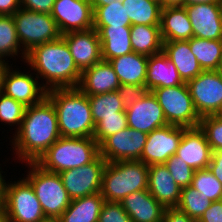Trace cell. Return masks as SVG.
I'll return each mask as SVG.
<instances>
[{"label":"cell","instance_id":"obj_22","mask_svg":"<svg viewBox=\"0 0 222 222\" xmlns=\"http://www.w3.org/2000/svg\"><path fill=\"white\" fill-rule=\"evenodd\" d=\"M132 222H162L165 208L148 189L130 193L120 201Z\"/></svg>","mask_w":222,"mask_h":222},{"label":"cell","instance_id":"obj_3","mask_svg":"<svg viewBox=\"0 0 222 222\" xmlns=\"http://www.w3.org/2000/svg\"><path fill=\"white\" fill-rule=\"evenodd\" d=\"M46 97L55 107L61 137H93L95 123L90 102L78 87L53 88Z\"/></svg>","mask_w":222,"mask_h":222},{"label":"cell","instance_id":"obj_1","mask_svg":"<svg viewBox=\"0 0 222 222\" xmlns=\"http://www.w3.org/2000/svg\"><path fill=\"white\" fill-rule=\"evenodd\" d=\"M11 139L10 146L18 163L37 162L61 137L53 103L45 97L40 103L26 107L20 128ZM17 156V157H16Z\"/></svg>","mask_w":222,"mask_h":222},{"label":"cell","instance_id":"obj_26","mask_svg":"<svg viewBox=\"0 0 222 222\" xmlns=\"http://www.w3.org/2000/svg\"><path fill=\"white\" fill-rule=\"evenodd\" d=\"M149 56L132 52L109 60L120 84L145 86Z\"/></svg>","mask_w":222,"mask_h":222},{"label":"cell","instance_id":"obj_35","mask_svg":"<svg viewBox=\"0 0 222 222\" xmlns=\"http://www.w3.org/2000/svg\"><path fill=\"white\" fill-rule=\"evenodd\" d=\"M199 194L192 186L181 188L180 201L176 208L192 219H200L212 201Z\"/></svg>","mask_w":222,"mask_h":222},{"label":"cell","instance_id":"obj_50","mask_svg":"<svg viewBox=\"0 0 222 222\" xmlns=\"http://www.w3.org/2000/svg\"><path fill=\"white\" fill-rule=\"evenodd\" d=\"M124 0H89L93 11L99 6L110 5L111 3H123Z\"/></svg>","mask_w":222,"mask_h":222},{"label":"cell","instance_id":"obj_7","mask_svg":"<svg viewBox=\"0 0 222 222\" xmlns=\"http://www.w3.org/2000/svg\"><path fill=\"white\" fill-rule=\"evenodd\" d=\"M151 92L162 107L169 125L186 128L199 126L201 117L195 109L186 82L174 87L155 88Z\"/></svg>","mask_w":222,"mask_h":222},{"label":"cell","instance_id":"obj_9","mask_svg":"<svg viewBox=\"0 0 222 222\" xmlns=\"http://www.w3.org/2000/svg\"><path fill=\"white\" fill-rule=\"evenodd\" d=\"M12 16L20 45L26 53L34 46L57 40L62 36L51 14L20 8Z\"/></svg>","mask_w":222,"mask_h":222},{"label":"cell","instance_id":"obj_24","mask_svg":"<svg viewBox=\"0 0 222 222\" xmlns=\"http://www.w3.org/2000/svg\"><path fill=\"white\" fill-rule=\"evenodd\" d=\"M184 83L176 67L163 51L149 56L145 82L148 91L155 88L174 87Z\"/></svg>","mask_w":222,"mask_h":222},{"label":"cell","instance_id":"obj_32","mask_svg":"<svg viewBox=\"0 0 222 222\" xmlns=\"http://www.w3.org/2000/svg\"><path fill=\"white\" fill-rule=\"evenodd\" d=\"M26 55L20 45L13 16H0V57L7 61L9 57L14 60L20 57L24 63Z\"/></svg>","mask_w":222,"mask_h":222},{"label":"cell","instance_id":"obj_36","mask_svg":"<svg viewBox=\"0 0 222 222\" xmlns=\"http://www.w3.org/2000/svg\"><path fill=\"white\" fill-rule=\"evenodd\" d=\"M190 186L212 202L222 200V184L208 168L194 171Z\"/></svg>","mask_w":222,"mask_h":222},{"label":"cell","instance_id":"obj_18","mask_svg":"<svg viewBox=\"0 0 222 222\" xmlns=\"http://www.w3.org/2000/svg\"><path fill=\"white\" fill-rule=\"evenodd\" d=\"M193 28V37L222 40V3L184 6Z\"/></svg>","mask_w":222,"mask_h":222},{"label":"cell","instance_id":"obj_2","mask_svg":"<svg viewBox=\"0 0 222 222\" xmlns=\"http://www.w3.org/2000/svg\"><path fill=\"white\" fill-rule=\"evenodd\" d=\"M24 63L36 72L39 80L42 79L40 83L47 91L53 88H77L81 80L82 72L62 36L34 46L27 52Z\"/></svg>","mask_w":222,"mask_h":222},{"label":"cell","instance_id":"obj_19","mask_svg":"<svg viewBox=\"0 0 222 222\" xmlns=\"http://www.w3.org/2000/svg\"><path fill=\"white\" fill-rule=\"evenodd\" d=\"M175 156L183 159L195 171L209 167L212 150L199 126L184 130Z\"/></svg>","mask_w":222,"mask_h":222},{"label":"cell","instance_id":"obj_37","mask_svg":"<svg viewBox=\"0 0 222 222\" xmlns=\"http://www.w3.org/2000/svg\"><path fill=\"white\" fill-rule=\"evenodd\" d=\"M25 110L26 106L0 91V122L3 125L7 124L11 130H15L13 133L20 128Z\"/></svg>","mask_w":222,"mask_h":222},{"label":"cell","instance_id":"obj_8","mask_svg":"<svg viewBox=\"0 0 222 222\" xmlns=\"http://www.w3.org/2000/svg\"><path fill=\"white\" fill-rule=\"evenodd\" d=\"M4 212L9 222H45L48 220L32 185L25 177L17 181H7Z\"/></svg>","mask_w":222,"mask_h":222},{"label":"cell","instance_id":"obj_31","mask_svg":"<svg viewBox=\"0 0 222 222\" xmlns=\"http://www.w3.org/2000/svg\"><path fill=\"white\" fill-rule=\"evenodd\" d=\"M189 47L203 71L219 69L222 58V40L192 37L189 40Z\"/></svg>","mask_w":222,"mask_h":222},{"label":"cell","instance_id":"obj_4","mask_svg":"<svg viewBox=\"0 0 222 222\" xmlns=\"http://www.w3.org/2000/svg\"><path fill=\"white\" fill-rule=\"evenodd\" d=\"M148 169L140 160L107 162L100 194L107 202H120L130 193L148 189Z\"/></svg>","mask_w":222,"mask_h":222},{"label":"cell","instance_id":"obj_39","mask_svg":"<svg viewBox=\"0 0 222 222\" xmlns=\"http://www.w3.org/2000/svg\"><path fill=\"white\" fill-rule=\"evenodd\" d=\"M128 127L127 116L104 117L95 124L93 138L100 144L108 136Z\"/></svg>","mask_w":222,"mask_h":222},{"label":"cell","instance_id":"obj_23","mask_svg":"<svg viewBox=\"0 0 222 222\" xmlns=\"http://www.w3.org/2000/svg\"><path fill=\"white\" fill-rule=\"evenodd\" d=\"M160 34L163 42L190 40L193 37V28L185 7H162Z\"/></svg>","mask_w":222,"mask_h":222},{"label":"cell","instance_id":"obj_46","mask_svg":"<svg viewBox=\"0 0 222 222\" xmlns=\"http://www.w3.org/2000/svg\"><path fill=\"white\" fill-rule=\"evenodd\" d=\"M208 169L222 184V151H212Z\"/></svg>","mask_w":222,"mask_h":222},{"label":"cell","instance_id":"obj_49","mask_svg":"<svg viewBox=\"0 0 222 222\" xmlns=\"http://www.w3.org/2000/svg\"><path fill=\"white\" fill-rule=\"evenodd\" d=\"M8 62L11 61H7L6 59L0 57V91L2 90V84L4 81L5 73L9 68V66L11 65V63L9 64Z\"/></svg>","mask_w":222,"mask_h":222},{"label":"cell","instance_id":"obj_33","mask_svg":"<svg viewBox=\"0 0 222 222\" xmlns=\"http://www.w3.org/2000/svg\"><path fill=\"white\" fill-rule=\"evenodd\" d=\"M90 109L92 119L96 124L104 117L110 116H127L125 107L117 91L104 94L89 95Z\"/></svg>","mask_w":222,"mask_h":222},{"label":"cell","instance_id":"obj_13","mask_svg":"<svg viewBox=\"0 0 222 222\" xmlns=\"http://www.w3.org/2000/svg\"><path fill=\"white\" fill-rule=\"evenodd\" d=\"M106 163L99 155L87 165L59 173L71 200L100 193L102 174Z\"/></svg>","mask_w":222,"mask_h":222},{"label":"cell","instance_id":"obj_52","mask_svg":"<svg viewBox=\"0 0 222 222\" xmlns=\"http://www.w3.org/2000/svg\"><path fill=\"white\" fill-rule=\"evenodd\" d=\"M183 6L184 0H162V7Z\"/></svg>","mask_w":222,"mask_h":222},{"label":"cell","instance_id":"obj_47","mask_svg":"<svg viewBox=\"0 0 222 222\" xmlns=\"http://www.w3.org/2000/svg\"><path fill=\"white\" fill-rule=\"evenodd\" d=\"M20 8V0H0V16H12Z\"/></svg>","mask_w":222,"mask_h":222},{"label":"cell","instance_id":"obj_10","mask_svg":"<svg viewBox=\"0 0 222 222\" xmlns=\"http://www.w3.org/2000/svg\"><path fill=\"white\" fill-rule=\"evenodd\" d=\"M186 84L200 117L222 115V73L218 70L202 71Z\"/></svg>","mask_w":222,"mask_h":222},{"label":"cell","instance_id":"obj_12","mask_svg":"<svg viewBox=\"0 0 222 222\" xmlns=\"http://www.w3.org/2000/svg\"><path fill=\"white\" fill-rule=\"evenodd\" d=\"M13 63L7 69L1 92L10 96L26 107L40 103L47 94V90L39 82V78L28 66L22 71L13 68Z\"/></svg>","mask_w":222,"mask_h":222},{"label":"cell","instance_id":"obj_54","mask_svg":"<svg viewBox=\"0 0 222 222\" xmlns=\"http://www.w3.org/2000/svg\"><path fill=\"white\" fill-rule=\"evenodd\" d=\"M218 71H219L220 73H222V58H221V63H220V66H219Z\"/></svg>","mask_w":222,"mask_h":222},{"label":"cell","instance_id":"obj_45","mask_svg":"<svg viewBox=\"0 0 222 222\" xmlns=\"http://www.w3.org/2000/svg\"><path fill=\"white\" fill-rule=\"evenodd\" d=\"M194 219L190 218L186 213L178 210L177 208H166L163 215L162 222H193Z\"/></svg>","mask_w":222,"mask_h":222},{"label":"cell","instance_id":"obj_51","mask_svg":"<svg viewBox=\"0 0 222 222\" xmlns=\"http://www.w3.org/2000/svg\"><path fill=\"white\" fill-rule=\"evenodd\" d=\"M203 3H222V0H184V6Z\"/></svg>","mask_w":222,"mask_h":222},{"label":"cell","instance_id":"obj_40","mask_svg":"<svg viewBox=\"0 0 222 222\" xmlns=\"http://www.w3.org/2000/svg\"><path fill=\"white\" fill-rule=\"evenodd\" d=\"M164 164L180 188L191 185L195 170L189 167L183 159L173 155Z\"/></svg>","mask_w":222,"mask_h":222},{"label":"cell","instance_id":"obj_41","mask_svg":"<svg viewBox=\"0 0 222 222\" xmlns=\"http://www.w3.org/2000/svg\"><path fill=\"white\" fill-rule=\"evenodd\" d=\"M98 222H132L120 202L103 203Z\"/></svg>","mask_w":222,"mask_h":222},{"label":"cell","instance_id":"obj_11","mask_svg":"<svg viewBox=\"0 0 222 222\" xmlns=\"http://www.w3.org/2000/svg\"><path fill=\"white\" fill-rule=\"evenodd\" d=\"M147 133L126 127L99 144V155L106 162L140 160Z\"/></svg>","mask_w":222,"mask_h":222},{"label":"cell","instance_id":"obj_16","mask_svg":"<svg viewBox=\"0 0 222 222\" xmlns=\"http://www.w3.org/2000/svg\"><path fill=\"white\" fill-rule=\"evenodd\" d=\"M62 37L81 72L103 60L99 34L94 28L71 31L63 34Z\"/></svg>","mask_w":222,"mask_h":222},{"label":"cell","instance_id":"obj_25","mask_svg":"<svg viewBox=\"0 0 222 222\" xmlns=\"http://www.w3.org/2000/svg\"><path fill=\"white\" fill-rule=\"evenodd\" d=\"M162 51L174 64L184 82L194 79L203 71L191 52L189 40L163 42Z\"/></svg>","mask_w":222,"mask_h":222},{"label":"cell","instance_id":"obj_43","mask_svg":"<svg viewBox=\"0 0 222 222\" xmlns=\"http://www.w3.org/2000/svg\"><path fill=\"white\" fill-rule=\"evenodd\" d=\"M55 0H20L21 8L51 14Z\"/></svg>","mask_w":222,"mask_h":222},{"label":"cell","instance_id":"obj_5","mask_svg":"<svg viewBox=\"0 0 222 222\" xmlns=\"http://www.w3.org/2000/svg\"><path fill=\"white\" fill-rule=\"evenodd\" d=\"M99 156L93 137H60L36 162L44 170L61 173L87 165Z\"/></svg>","mask_w":222,"mask_h":222},{"label":"cell","instance_id":"obj_27","mask_svg":"<svg viewBox=\"0 0 222 222\" xmlns=\"http://www.w3.org/2000/svg\"><path fill=\"white\" fill-rule=\"evenodd\" d=\"M99 34L102 59H110L132 53L131 27H93Z\"/></svg>","mask_w":222,"mask_h":222},{"label":"cell","instance_id":"obj_42","mask_svg":"<svg viewBox=\"0 0 222 222\" xmlns=\"http://www.w3.org/2000/svg\"><path fill=\"white\" fill-rule=\"evenodd\" d=\"M147 92L148 89L145 86L138 85L120 84L117 89V93L125 108L135 104L139 99L146 95Z\"/></svg>","mask_w":222,"mask_h":222},{"label":"cell","instance_id":"obj_34","mask_svg":"<svg viewBox=\"0 0 222 222\" xmlns=\"http://www.w3.org/2000/svg\"><path fill=\"white\" fill-rule=\"evenodd\" d=\"M93 27H131V22L122 3H111L94 10Z\"/></svg>","mask_w":222,"mask_h":222},{"label":"cell","instance_id":"obj_15","mask_svg":"<svg viewBox=\"0 0 222 222\" xmlns=\"http://www.w3.org/2000/svg\"><path fill=\"white\" fill-rule=\"evenodd\" d=\"M51 16L62 35L93 28L94 11L89 0H55Z\"/></svg>","mask_w":222,"mask_h":222},{"label":"cell","instance_id":"obj_14","mask_svg":"<svg viewBox=\"0 0 222 222\" xmlns=\"http://www.w3.org/2000/svg\"><path fill=\"white\" fill-rule=\"evenodd\" d=\"M185 129L168 124L148 133L140 161L148 166L165 163L176 154Z\"/></svg>","mask_w":222,"mask_h":222},{"label":"cell","instance_id":"obj_38","mask_svg":"<svg viewBox=\"0 0 222 222\" xmlns=\"http://www.w3.org/2000/svg\"><path fill=\"white\" fill-rule=\"evenodd\" d=\"M199 128L204 132L212 151H222V115L201 117Z\"/></svg>","mask_w":222,"mask_h":222},{"label":"cell","instance_id":"obj_53","mask_svg":"<svg viewBox=\"0 0 222 222\" xmlns=\"http://www.w3.org/2000/svg\"><path fill=\"white\" fill-rule=\"evenodd\" d=\"M0 222H9L6 213L4 211H0Z\"/></svg>","mask_w":222,"mask_h":222},{"label":"cell","instance_id":"obj_30","mask_svg":"<svg viewBox=\"0 0 222 222\" xmlns=\"http://www.w3.org/2000/svg\"><path fill=\"white\" fill-rule=\"evenodd\" d=\"M122 4L131 25L160 26L161 2L156 0H124Z\"/></svg>","mask_w":222,"mask_h":222},{"label":"cell","instance_id":"obj_17","mask_svg":"<svg viewBox=\"0 0 222 222\" xmlns=\"http://www.w3.org/2000/svg\"><path fill=\"white\" fill-rule=\"evenodd\" d=\"M125 112L128 127L147 134L168 125L163 109L151 91L127 107Z\"/></svg>","mask_w":222,"mask_h":222},{"label":"cell","instance_id":"obj_44","mask_svg":"<svg viewBox=\"0 0 222 222\" xmlns=\"http://www.w3.org/2000/svg\"><path fill=\"white\" fill-rule=\"evenodd\" d=\"M203 222H222V200L213 201L200 218Z\"/></svg>","mask_w":222,"mask_h":222},{"label":"cell","instance_id":"obj_56","mask_svg":"<svg viewBox=\"0 0 222 222\" xmlns=\"http://www.w3.org/2000/svg\"><path fill=\"white\" fill-rule=\"evenodd\" d=\"M45 222H58L57 220H47Z\"/></svg>","mask_w":222,"mask_h":222},{"label":"cell","instance_id":"obj_48","mask_svg":"<svg viewBox=\"0 0 222 222\" xmlns=\"http://www.w3.org/2000/svg\"><path fill=\"white\" fill-rule=\"evenodd\" d=\"M1 168L2 166L0 167V211H4L7 181L5 180L6 174H4V176L2 175L3 173H6V171L4 172Z\"/></svg>","mask_w":222,"mask_h":222},{"label":"cell","instance_id":"obj_55","mask_svg":"<svg viewBox=\"0 0 222 222\" xmlns=\"http://www.w3.org/2000/svg\"><path fill=\"white\" fill-rule=\"evenodd\" d=\"M193 222H203V221H201L200 219H194Z\"/></svg>","mask_w":222,"mask_h":222},{"label":"cell","instance_id":"obj_21","mask_svg":"<svg viewBox=\"0 0 222 222\" xmlns=\"http://www.w3.org/2000/svg\"><path fill=\"white\" fill-rule=\"evenodd\" d=\"M118 76L109 61H100L82 72L78 88L87 96L117 91Z\"/></svg>","mask_w":222,"mask_h":222},{"label":"cell","instance_id":"obj_28","mask_svg":"<svg viewBox=\"0 0 222 222\" xmlns=\"http://www.w3.org/2000/svg\"><path fill=\"white\" fill-rule=\"evenodd\" d=\"M105 199L100 193L71 200L58 222H98Z\"/></svg>","mask_w":222,"mask_h":222},{"label":"cell","instance_id":"obj_20","mask_svg":"<svg viewBox=\"0 0 222 222\" xmlns=\"http://www.w3.org/2000/svg\"><path fill=\"white\" fill-rule=\"evenodd\" d=\"M148 191L166 209L176 208L180 201L181 188L176 184L167 166L149 165Z\"/></svg>","mask_w":222,"mask_h":222},{"label":"cell","instance_id":"obj_29","mask_svg":"<svg viewBox=\"0 0 222 222\" xmlns=\"http://www.w3.org/2000/svg\"><path fill=\"white\" fill-rule=\"evenodd\" d=\"M130 40L133 52L146 56L162 52L163 41L160 26L131 25Z\"/></svg>","mask_w":222,"mask_h":222},{"label":"cell","instance_id":"obj_6","mask_svg":"<svg viewBox=\"0 0 222 222\" xmlns=\"http://www.w3.org/2000/svg\"><path fill=\"white\" fill-rule=\"evenodd\" d=\"M25 165L29 170L24 177L32 185L44 215L48 220H57L71 203L59 174L44 170L36 162Z\"/></svg>","mask_w":222,"mask_h":222}]
</instances>
